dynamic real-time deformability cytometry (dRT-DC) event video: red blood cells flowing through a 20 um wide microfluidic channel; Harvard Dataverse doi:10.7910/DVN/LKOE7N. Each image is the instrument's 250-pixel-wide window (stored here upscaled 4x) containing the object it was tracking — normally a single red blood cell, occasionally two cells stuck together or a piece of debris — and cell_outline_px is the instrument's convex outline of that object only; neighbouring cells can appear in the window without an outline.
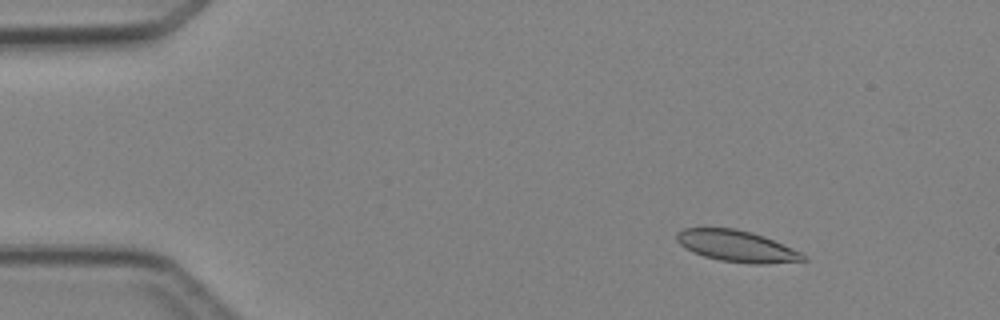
{"species": "Egyptian fruit bat (a non-hibernating species)", "species_latin": "Rousettus aegyptiacus", "temperature_condition": "cold", "stored_images_in_passage": 4, "camera_frame_rate_fps": 3000, "um_per_image_px": 0.085, "animal": {"sex": "female"}, "frame": {"image": 1, "passage_image": 2, "time_ms": 1.333, "image_size_px": [1000, 320], "cell_outline_px": [[808, 260], [768, 264], [752, 264], [720, 260], [704, 256], [692, 252], [680, 244], [676, 240], [676, 232], [684, 228], [736, 228], [752, 232], [764, 236], [800, 252], [808, 256]], "centroid_in_image_um": [62.63, 20.92], "position_along_channel_um": 22.4, "area_um2": 23.18}}